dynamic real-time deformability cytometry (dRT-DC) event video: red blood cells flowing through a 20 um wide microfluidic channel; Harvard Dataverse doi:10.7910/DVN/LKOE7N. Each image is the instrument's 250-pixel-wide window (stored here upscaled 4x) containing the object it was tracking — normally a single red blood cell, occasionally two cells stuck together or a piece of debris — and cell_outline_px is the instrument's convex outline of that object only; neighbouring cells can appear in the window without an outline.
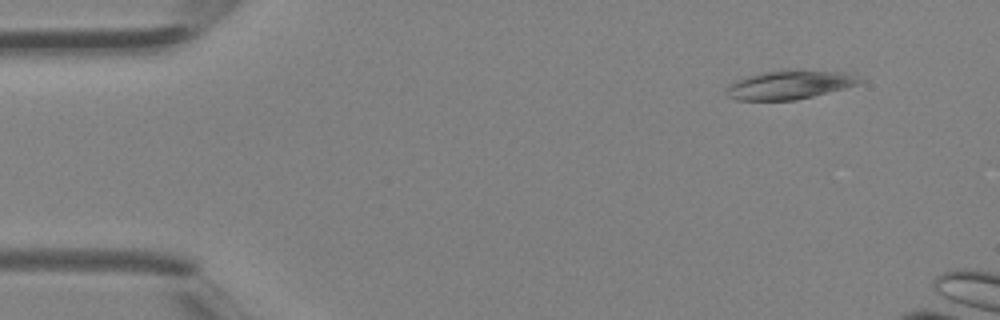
{"species": "Egyptian fruit bat (a non-hibernating species)", "species_latin": "Rousettus aegyptiacus", "temperature_condition": "room temperature", "stored_images_in_passage": 4, "camera_frame_rate_fps": 3000, "um_per_image_px": 0.085, "animal": {"sex": "female"}, "frame": {"image": 1, "passage_image": 1, "time_ms": 0.0, "image_size_px": [1000, 320], "cell_outline_px": [[864, 80], [856, 84], [844, 88], [796, 100], [736, 100], [728, 96], [724, 92], [728, 84], [736, 80], [748, 76], [764, 72], [784, 68], [844, 72], [856, 76]], "centroid_in_image_um": [67.06, 7.19], "position_along_channel_um": 17.9, "area_um2": 22.54}}